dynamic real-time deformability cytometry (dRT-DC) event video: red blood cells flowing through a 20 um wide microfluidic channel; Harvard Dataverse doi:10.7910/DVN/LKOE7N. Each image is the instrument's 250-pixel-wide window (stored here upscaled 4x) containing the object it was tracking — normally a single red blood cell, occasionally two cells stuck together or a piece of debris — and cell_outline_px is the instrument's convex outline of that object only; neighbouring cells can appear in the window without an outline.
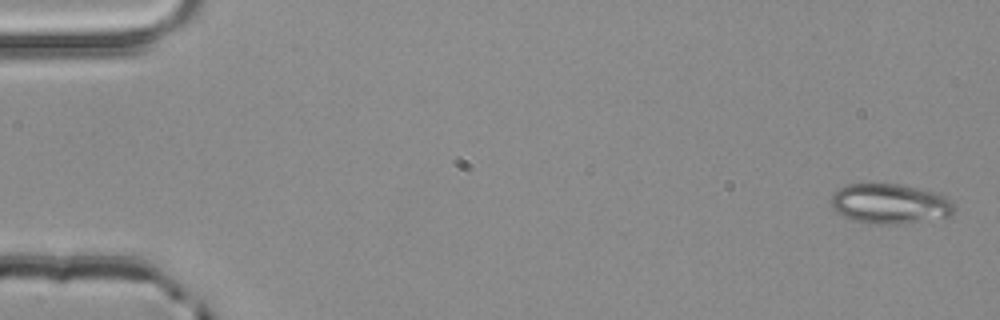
{"species": "common noctule bat (a hibernating species)", "species_latin": "Nyctalus noctula", "temperature_condition": "room temperature", "stored_images_in_passage": 4, "camera_frame_rate_fps": 3000, "um_per_image_px": 0.085, "animal": {"sex": "male", "body_mass_g": 20.4}, "frame": {"image": 1, "passage_image": 1, "time_ms": 0.0, "image_size_px": [1000, 320], "cell_outline_px": [[956, 212], [952, 216], [896, 224], [876, 224], [856, 220], [844, 216], [836, 212], [832, 208], [832, 192], [848, 184], [900, 184], [940, 192], [952, 200], [956, 208]], "centroid_in_image_um": [75.71, 17.3], "position_along_channel_um": 9.3, "area_um2": 28.9}}